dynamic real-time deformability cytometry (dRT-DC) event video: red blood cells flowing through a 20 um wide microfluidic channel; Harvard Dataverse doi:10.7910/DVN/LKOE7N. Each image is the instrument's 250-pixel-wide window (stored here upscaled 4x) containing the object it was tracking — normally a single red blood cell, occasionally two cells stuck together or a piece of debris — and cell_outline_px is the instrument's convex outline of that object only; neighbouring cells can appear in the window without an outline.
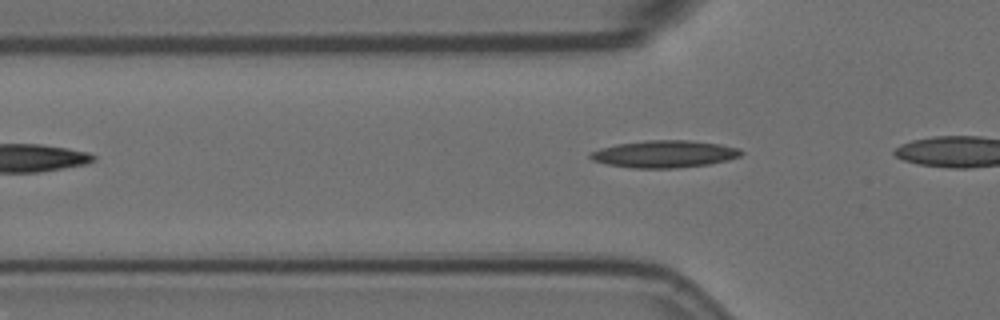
{"species": "Egyptian fruit bat (a non-hibernating species)", "species_latin": "Rousettus aegyptiacus", "temperature_condition": "room temperature", "stored_images_in_passage": 3, "camera_frame_rate_fps": 3000, "um_per_image_px": 0.085, "animal": {"sex": "female"}, "frame": {"image": 1, "passage_image": 3, "time_ms": 0.667, "image_size_px": [1000, 320], "cell_outline_px": [[744, 152], [740, 156], [728, 160], [708, 164], [676, 168], [632, 168], [604, 164], [592, 160], [588, 156], [588, 152], [600, 148], [616, 144], [648, 140], [688, 140], [720, 144], [740, 148]], "centroid_in_image_um": [56.44, 13.09], "position_along_channel_um": 69.4, "area_um2": 24.1}}